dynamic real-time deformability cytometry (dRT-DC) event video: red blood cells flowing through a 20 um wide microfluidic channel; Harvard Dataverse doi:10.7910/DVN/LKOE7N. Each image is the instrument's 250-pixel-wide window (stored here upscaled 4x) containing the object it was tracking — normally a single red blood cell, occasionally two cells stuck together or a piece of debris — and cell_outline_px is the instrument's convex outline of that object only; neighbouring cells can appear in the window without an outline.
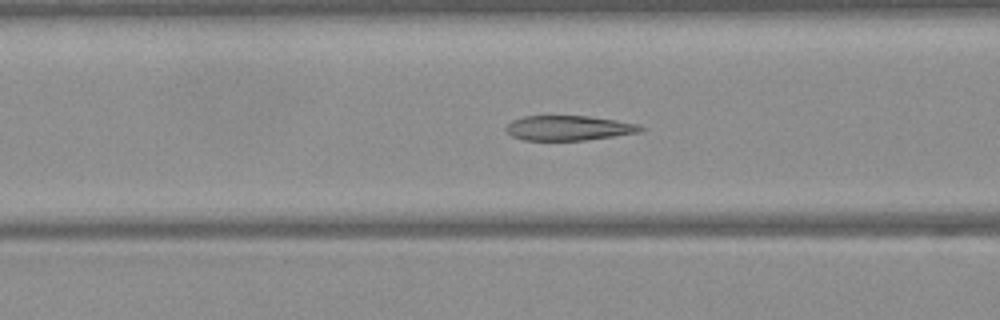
{"species": "Egyptian fruit bat (a non-hibernating species)", "species_latin": "Rousettus aegyptiacus", "temperature_condition": "warm", "stored_images_in_passage": 51, "camera_frame_rate_fps": 3000, "um_per_image_px": 0.085, "frame": {"image": 1, "passage_image": 20, "time_ms": 6.333, "image_size_px": [1000, 320], "cell_outline_px": [[644, 128], [640, 132], [584, 140], [524, 140], [512, 136], [504, 128], [512, 120], [524, 116], [588, 116], [616, 120], [640, 124]], "centroid_in_image_um": [48.33, 10.87], "position_along_channel_um": 118.3, "area_um2": 19.36}}
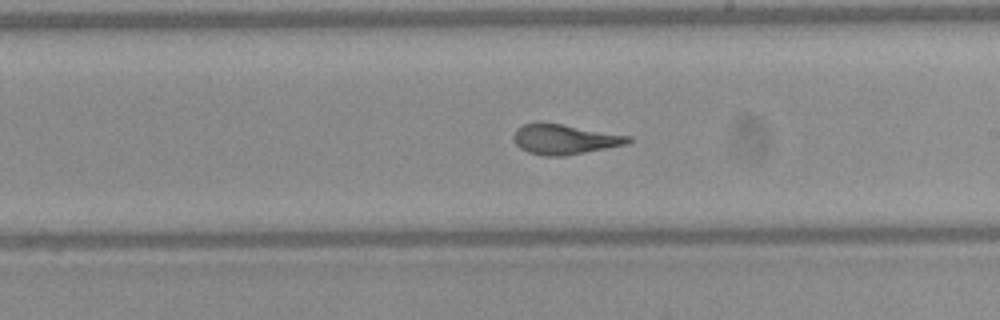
{"frame": {"image": 2, "passage_image": 29, "time_ms": 9.333, "image_size_px": [1000, 320], "cell_outline_px": [[632, 140], [628, 144], [564, 156], [544, 156], [528, 152], [520, 148], [516, 144], [512, 136], [516, 128], [524, 124], [560, 124], [632, 136]], "centroid_in_image_um": [48.0, 11.86], "position_along_channel_um": 241.0, "area_um2": 19.77}}
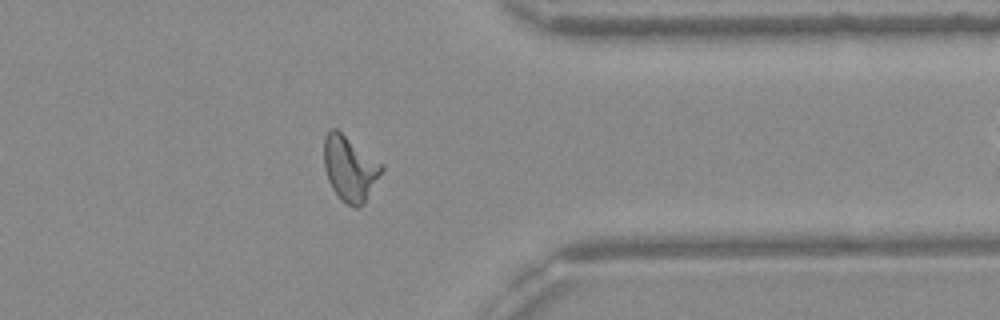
{"frame": {"image": 3, "passage_image": 40, "time_ms": 13.0, "image_size_px": [1000, 320], "cell_outline_px": [[384, 168], [364, 204], [360, 208], [356, 208], [340, 200], [332, 188], [328, 180], [324, 164], [324, 136], [332, 128], [336, 128], [384, 164]], "centroid_in_image_um": [29.75, 14.32], "position_along_channel_um": 381.7, "area_um2": 21.96}, "authors_computed_cell_mechanics": {"area_um2": 21.4438, "velocity_mm_per_s": 4.0832, "shape_relaxation_time_tau1_ms": 8.3893, "shape_relaxation_time_tau2_ms": 1.1061, "deformation_change_tau1": 0.2851, "deformation_change_tau2": 0.1049}}